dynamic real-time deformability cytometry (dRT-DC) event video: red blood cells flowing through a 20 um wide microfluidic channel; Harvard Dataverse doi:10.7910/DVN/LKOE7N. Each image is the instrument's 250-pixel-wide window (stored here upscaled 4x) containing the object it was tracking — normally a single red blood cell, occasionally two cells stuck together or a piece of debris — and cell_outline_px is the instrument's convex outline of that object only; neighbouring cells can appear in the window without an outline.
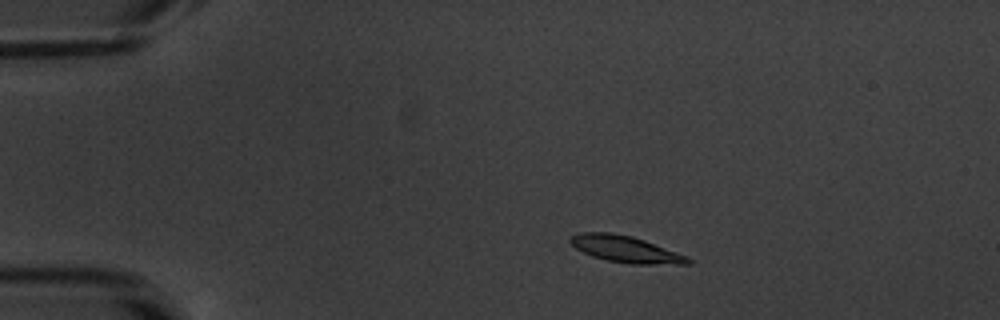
{"species": "common noctule bat (a hibernating species)", "species_latin": "Nyctalus noctula", "temperature_condition": "warm", "stored_images_in_passage": 51, "camera_frame_rate_fps": 3000, "um_per_image_px": 0.085, "animal": {"sex": "male", "body_mass_g": 20.1, "forearm_length_mm": 53.5}, "frame": {"image": 1, "passage_image": 8, "time_ms": 2.333, "image_size_px": [1000, 320], "cell_outline_px": [[692, 264], [632, 264], [608, 260], [592, 256], [576, 248], [568, 240], [568, 236], [580, 232], [612, 232], [632, 236], [644, 240], [688, 256], [692, 260]], "centroid_in_image_um": [53.17, 21.17], "position_along_channel_um": 31.8, "area_um2": 18.26}}
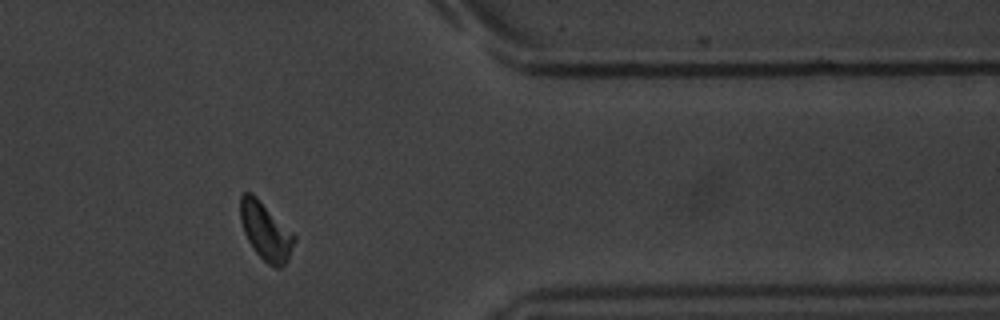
{"frame": {"image": 2, "passage_image": 42, "time_ms": 13.667, "image_size_px": [1000, 320], "cell_outline_px": [[296, 240], [288, 260], [280, 268], [276, 268], [268, 264], [256, 252], [248, 240], [244, 232], [240, 220], [240, 196], [244, 192], [252, 192], [296, 236]], "centroid_in_image_um": [22.58, 19.65], "position_along_channel_um": 388.8, "area_um2": 18.03}}
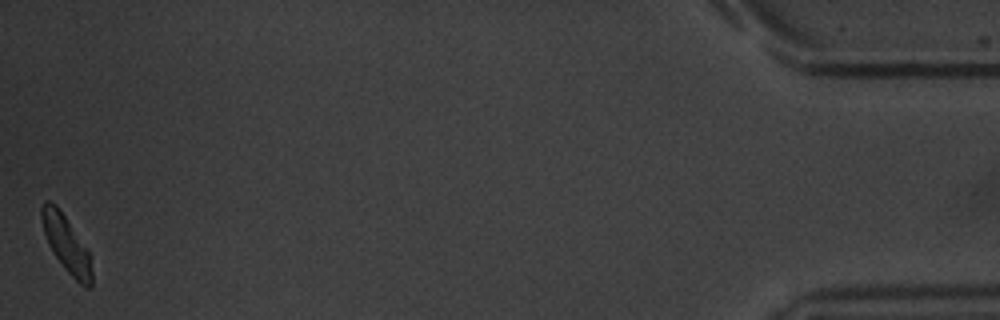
{"frame": {"image": 3, "passage_image": 51, "time_ms": 16.667, "image_size_px": [1000, 320], "cell_outline_px": [[92, 288], [88, 288], [80, 284], [64, 268], [52, 252], [48, 244], [44, 232], [40, 216], [40, 208], [44, 200], [48, 200], [56, 204], [88, 252], [92, 272]], "centroid_in_image_um": [5.6, 20.74], "position_along_channel_um": 429.6, "area_um2": 16.18}, "authors_computed_cell_mechanics": {"area_um2": 17.8024, "velocity_mm_per_s": 3.7939, "shape_relaxation_time_tau1_ms": 2.0594, "shape_relaxation_time_tau2_ms": null, "deformation_change_tau1": 0.1059, "deformation_change_tau2": null}}